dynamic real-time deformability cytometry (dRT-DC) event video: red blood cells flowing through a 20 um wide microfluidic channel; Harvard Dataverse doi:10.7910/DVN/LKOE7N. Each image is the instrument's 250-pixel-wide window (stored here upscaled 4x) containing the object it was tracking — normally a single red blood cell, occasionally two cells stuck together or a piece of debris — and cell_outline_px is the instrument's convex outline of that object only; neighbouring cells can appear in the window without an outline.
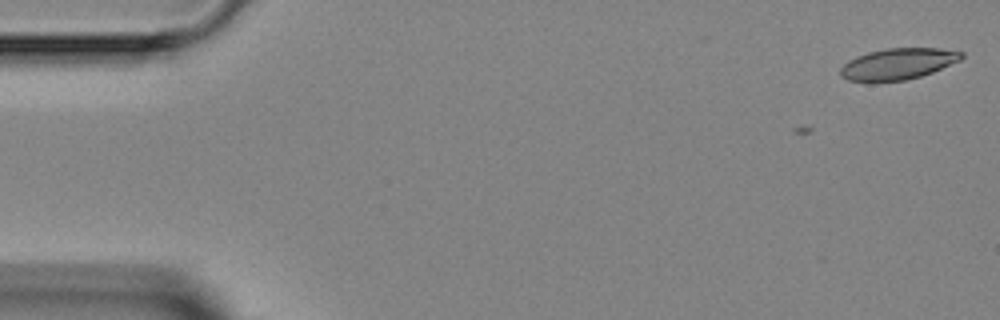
{"species": "Egyptian fruit bat (a non-hibernating species)", "species_latin": "Rousettus aegyptiacus", "temperature_condition": "room temperature", "stored_images_in_passage": 2, "camera_frame_rate_fps": 3000, "um_per_image_px": 0.085, "animal": {"sex": "female"}, "frame": {"image": 1, "passage_image": 2, "time_ms": 1.0, "image_size_px": [1000, 320], "cell_outline_px": [[964, 56], [960, 60], [932, 72], [920, 76], [904, 80], [872, 84], [848, 80], [840, 76], [840, 68], [848, 60], [856, 56], [868, 52], [888, 48], [936, 48], [964, 52]], "centroid_in_image_um": [76.26, 5.46], "position_along_channel_um": 8.7, "area_um2": 22.43}}